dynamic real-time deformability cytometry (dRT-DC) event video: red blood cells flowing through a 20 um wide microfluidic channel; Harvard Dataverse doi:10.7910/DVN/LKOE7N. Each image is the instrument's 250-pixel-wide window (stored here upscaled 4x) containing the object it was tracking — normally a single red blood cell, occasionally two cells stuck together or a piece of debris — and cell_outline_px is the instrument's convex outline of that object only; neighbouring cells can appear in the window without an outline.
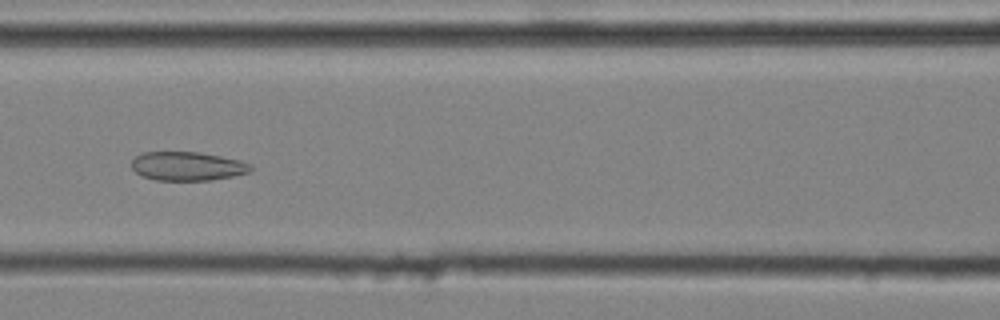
{"species": "common noctule bat (a hibernating species)", "species_latin": "Nyctalus noctula", "temperature_condition": "cold", "stored_images_in_passage": 45, "camera_frame_rate_fps": 3000, "um_per_image_px": 0.085, "animal": {"sex": "male", "body_mass_g": 20.4}, "frame": {"image": 1, "passage_image": 20, "time_ms": 6.333, "image_size_px": [1000, 320], "cell_outline_px": [[252, 168], [248, 172], [232, 176], [212, 180], [156, 180], [140, 176], [132, 168], [132, 160], [136, 156], [144, 152], [200, 152], [240, 160], [252, 164]], "centroid_in_image_um": [15.92, 14.12], "position_along_channel_um": 150.7, "area_um2": 20.0}}
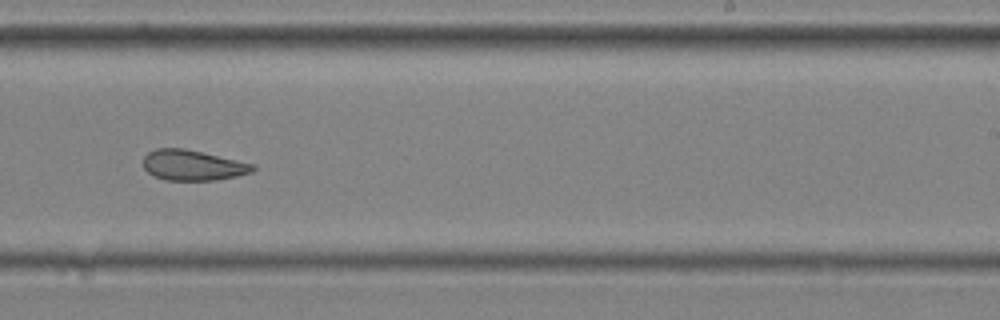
{"frame": {"image": 2, "passage_image": 29, "time_ms": 9.333, "image_size_px": [1000, 320], "cell_outline_px": [[256, 168], [252, 172], [236, 176], [216, 180], [164, 180], [152, 176], [144, 168], [144, 156], [148, 152], [156, 148], [184, 148], [256, 164]], "centroid_in_image_um": [16.39, 14.04], "position_along_channel_um": 272.6, "area_um2": 19.54}}
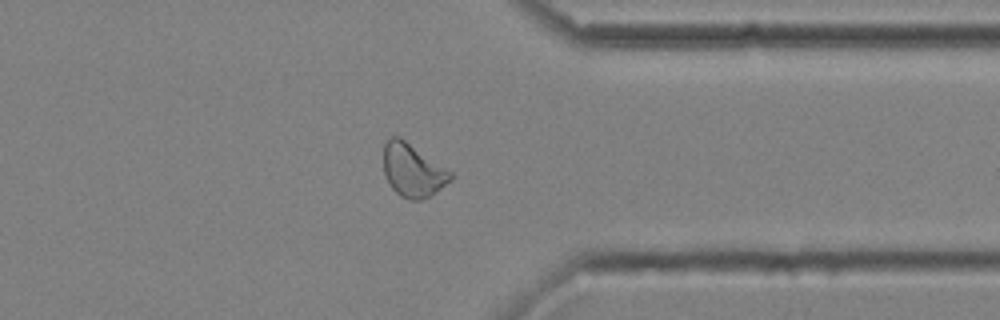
{"frame": {"image": 3, "passage_image": 37, "time_ms": 12.0, "image_size_px": [1000, 320], "cell_outline_px": [[456, 176], [452, 180], [428, 196], [420, 200], [408, 200], [400, 196], [392, 188], [384, 172], [384, 144], [388, 136], [400, 136], [452, 172]], "centroid_in_image_um": [35.08, 14.45], "position_along_channel_um": 376.3, "area_um2": 20.75}, "authors_computed_cell_mechanics": {"area_um2": 21.6172, "velocity_mm_per_s": 4.0691, "shape_relaxation_time_tau1_ms": null, "shape_relaxation_time_tau2_ms": 2.0358, "deformation_change_tau1": null, "deformation_change_tau2": 0.0889}}